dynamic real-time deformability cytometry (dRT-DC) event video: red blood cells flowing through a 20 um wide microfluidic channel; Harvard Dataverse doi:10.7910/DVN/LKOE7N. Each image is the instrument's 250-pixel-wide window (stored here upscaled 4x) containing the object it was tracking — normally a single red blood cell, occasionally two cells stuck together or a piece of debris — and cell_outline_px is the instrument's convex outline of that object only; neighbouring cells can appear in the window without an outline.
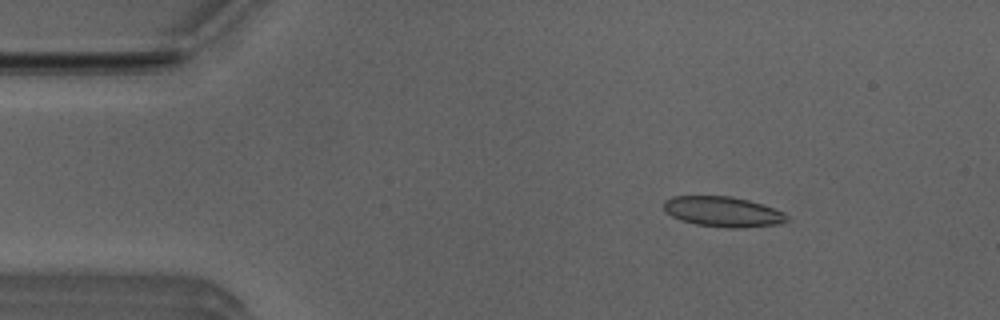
{"species": "Egyptian fruit bat (a non-hibernating species)", "species_latin": "Rousettus aegyptiacus", "temperature_condition": "room temperature", "stored_images_in_passage": 48, "camera_frame_rate_fps": 3000, "um_per_image_px": 0.085, "animal": {"sex": "male"}, "frame": {"image": 1, "passage_image": 6, "time_ms": 1.667, "image_size_px": [1000, 320], "cell_outline_px": [[788, 220], [780, 224], [740, 228], [728, 228], [696, 224], [680, 220], [672, 216], [664, 208], [664, 200], [672, 196], [732, 196], [748, 200], [784, 212], [788, 216]], "centroid_in_image_um": [61.45, 17.99], "position_along_channel_um": 23.6, "area_um2": 21.62}}
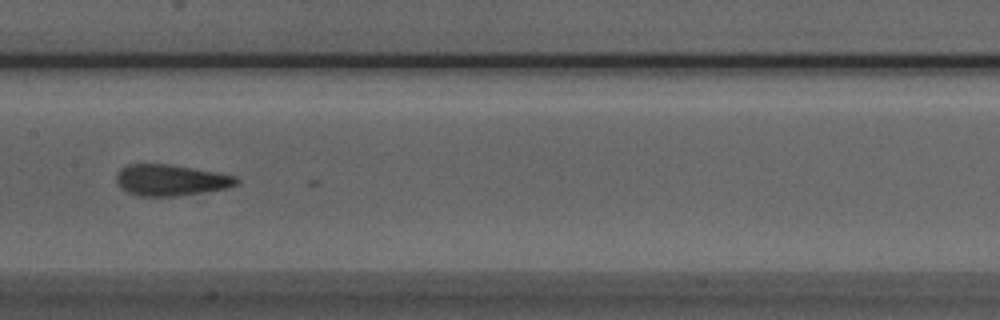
{"frame": {"image": 2, "passage_image": 24, "time_ms": 7.667, "image_size_px": [1000, 320], "cell_outline_px": [[240, 180], [236, 184], [228, 188], [176, 196], [136, 196], [120, 188], [116, 180], [116, 176], [120, 168], [128, 164], [172, 164], [216, 172], [236, 176]], "centroid_in_image_um": [14.5, 15.3], "position_along_channel_um": 192.9, "area_um2": 21.91}}
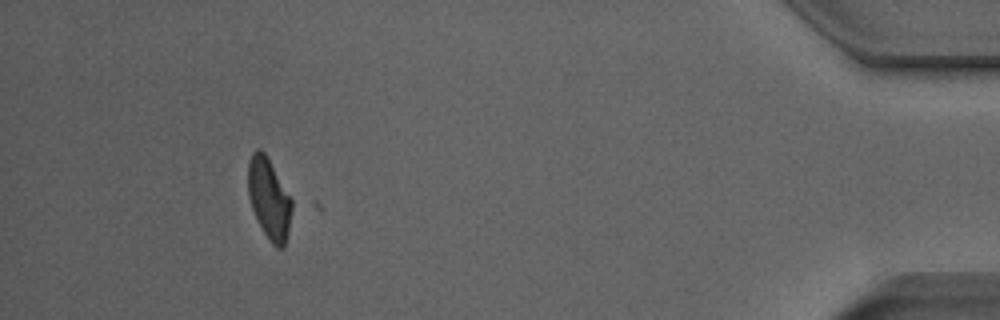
{"frame": {"image": 3, "passage_image": 46, "time_ms": 15.0, "image_size_px": [1000, 320], "cell_outline_px": [[292, 208], [288, 232], [284, 248], [276, 248], [268, 240], [252, 208], [248, 196], [248, 160], [252, 152], [256, 148], [260, 148], [264, 152], [292, 200]], "centroid_in_image_um": [22.85, 16.89], "position_along_channel_um": 412.3, "area_um2": 20.4}, "authors_computed_cell_mechanics": {"area_um2": 21.6172, "velocity_mm_per_s": 3.9346, "shape_relaxation_time_tau1_ms": null, "shape_relaxation_time_tau2_ms": 2.664, "deformation_change_tau1": null, "deformation_change_tau2": 0.0999}}